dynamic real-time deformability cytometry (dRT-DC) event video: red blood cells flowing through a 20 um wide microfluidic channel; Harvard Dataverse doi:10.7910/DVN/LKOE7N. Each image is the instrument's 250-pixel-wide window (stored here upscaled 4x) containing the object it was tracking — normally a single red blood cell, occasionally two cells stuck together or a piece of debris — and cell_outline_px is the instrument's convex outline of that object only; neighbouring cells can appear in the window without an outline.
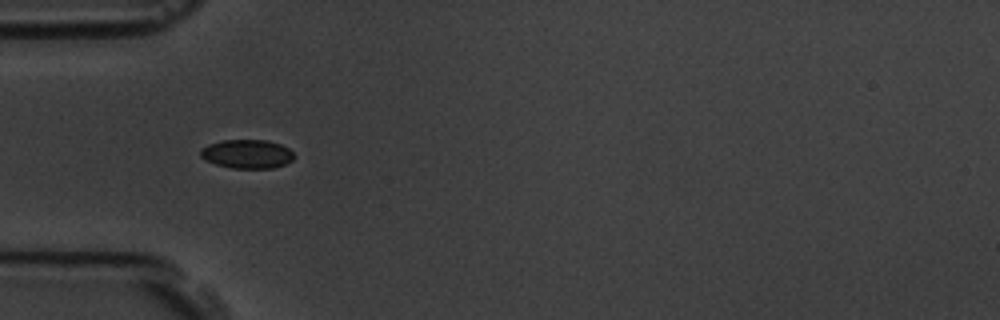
{"species": "common noctule bat (a hibernating species)", "species_latin": "Nyctalus noctula", "temperature_condition": "room temperature", "stored_images_in_passage": 7, "camera_frame_rate_fps": 3000, "um_per_image_px": 0.085, "animal": {"sex": "male", "body_mass_g": 19.5, "forearm_length_mm": 54.6}, "frame": {"image": 1, "passage_image": 5, "time_ms": 5.333, "image_size_px": [1000, 320], "cell_outline_px": [[292, 160], [284, 164], [272, 168], [232, 168], [216, 164], [204, 160], [200, 156], [200, 152], [208, 144], [224, 140], [264, 140], [280, 144], [288, 148], [292, 152]], "centroid_in_image_um": [20.97, 13.09], "position_along_channel_um": 64.0, "area_um2": 15.49}}
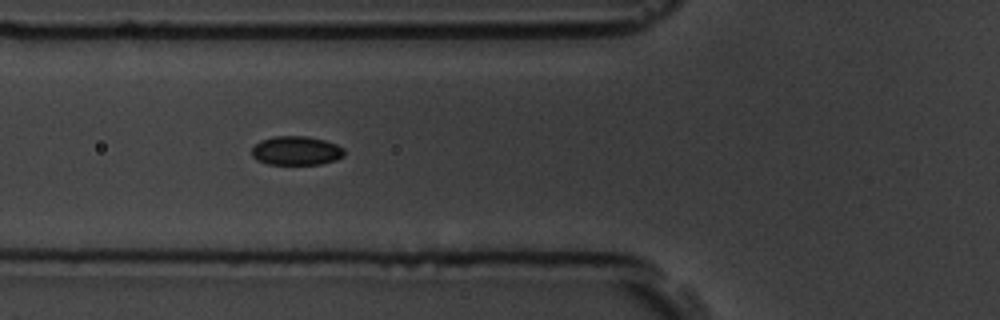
{"frame": {"image": 2, "passage_image": 6, "time_ms": 6.333, "image_size_px": [1000, 320], "cell_outline_px": [[344, 156], [336, 160], [320, 164], [268, 164], [256, 160], [252, 156], [252, 148], [260, 140], [276, 136], [308, 136], [324, 140], [336, 144], [344, 148]], "centroid_in_image_um": [25.18, 12.81], "position_along_channel_um": 100.6, "area_um2": 15.66}}
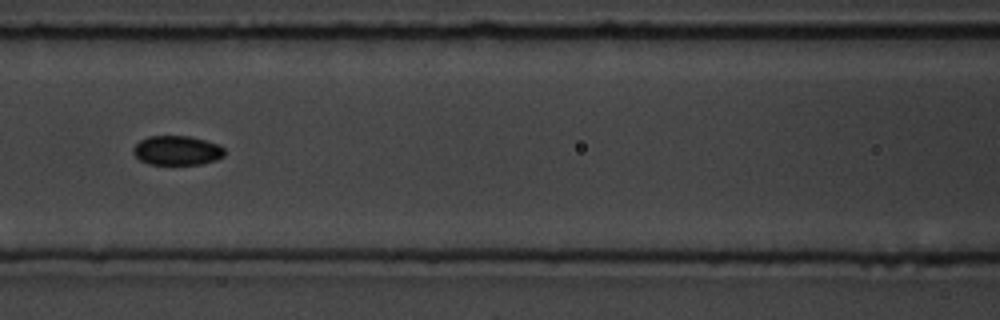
{"frame": {"image": 3, "passage_image": 7, "time_ms": 7.667, "image_size_px": [1000, 320], "cell_outline_px": [[224, 156], [216, 160], [200, 164], [148, 164], [140, 160], [132, 152], [132, 148], [140, 140], [148, 136], [188, 136], [220, 144], [224, 148]], "centroid_in_image_um": [15.04, 12.78], "position_along_channel_um": 151.6, "area_um2": 15.66}}